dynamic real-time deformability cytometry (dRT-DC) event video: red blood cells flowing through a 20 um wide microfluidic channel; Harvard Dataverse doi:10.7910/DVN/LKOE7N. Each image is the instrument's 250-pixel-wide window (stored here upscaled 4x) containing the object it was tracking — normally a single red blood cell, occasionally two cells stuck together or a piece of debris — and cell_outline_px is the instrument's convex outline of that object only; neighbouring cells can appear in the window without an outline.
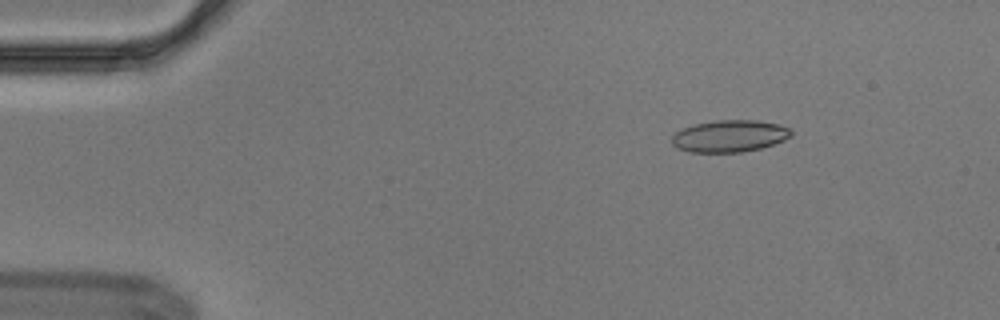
{"species": "Egyptian fruit bat (a non-hibernating species)", "species_latin": "Rousettus aegyptiacus", "temperature_condition": "cold", "stored_images_in_passage": 4, "camera_frame_rate_fps": 3000, "um_per_image_px": 0.085, "animal": {"sex": "male"}, "frame": {"image": 1, "passage_image": 2, "time_ms": 0.333, "image_size_px": [1000, 320], "cell_outline_px": [[792, 136], [784, 140], [760, 148], [740, 152], [688, 152], [676, 148], [672, 144], [672, 136], [676, 132], [684, 128], [696, 124], [716, 120], [756, 120], [780, 124], [792, 128]], "centroid_in_image_um": [62.03, 11.56], "position_along_channel_um": 23.0, "area_um2": 22.25}}